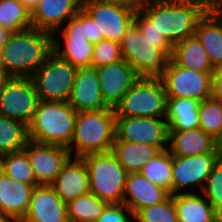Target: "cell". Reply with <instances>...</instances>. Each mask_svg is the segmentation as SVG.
Instances as JSON below:
<instances>
[{"label":"cell","instance_id":"cell-1","mask_svg":"<svg viewBox=\"0 0 222 222\" xmlns=\"http://www.w3.org/2000/svg\"><path fill=\"white\" fill-rule=\"evenodd\" d=\"M51 53L52 34L31 27L15 32L0 49V65L10 77H31Z\"/></svg>","mask_w":222,"mask_h":222},{"label":"cell","instance_id":"cell-2","mask_svg":"<svg viewBox=\"0 0 222 222\" xmlns=\"http://www.w3.org/2000/svg\"><path fill=\"white\" fill-rule=\"evenodd\" d=\"M137 9L173 46L195 35L197 24L206 13L196 4L179 0H140Z\"/></svg>","mask_w":222,"mask_h":222},{"label":"cell","instance_id":"cell-3","mask_svg":"<svg viewBox=\"0 0 222 222\" xmlns=\"http://www.w3.org/2000/svg\"><path fill=\"white\" fill-rule=\"evenodd\" d=\"M115 128L114 108L77 112L73 137L68 147L70 155L82 158L110 152L116 137Z\"/></svg>","mask_w":222,"mask_h":222},{"label":"cell","instance_id":"cell-4","mask_svg":"<svg viewBox=\"0 0 222 222\" xmlns=\"http://www.w3.org/2000/svg\"><path fill=\"white\" fill-rule=\"evenodd\" d=\"M77 111L68 102L40 100L28 125L29 140L69 147Z\"/></svg>","mask_w":222,"mask_h":222},{"label":"cell","instance_id":"cell-5","mask_svg":"<svg viewBox=\"0 0 222 222\" xmlns=\"http://www.w3.org/2000/svg\"><path fill=\"white\" fill-rule=\"evenodd\" d=\"M81 159L88 170L90 192L108 204L123 203L128 173L112 151L86 155Z\"/></svg>","mask_w":222,"mask_h":222},{"label":"cell","instance_id":"cell-6","mask_svg":"<svg viewBox=\"0 0 222 222\" xmlns=\"http://www.w3.org/2000/svg\"><path fill=\"white\" fill-rule=\"evenodd\" d=\"M121 52L140 77H160L172 57L160 43L145 38L134 23L121 41Z\"/></svg>","mask_w":222,"mask_h":222},{"label":"cell","instance_id":"cell-7","mask_svg":"<svg viewBox=\"0 0 222 222\" xmlns=\"http://www.w3.org/2000/svg\"><path fill=\"white\" fill-rule=\"evenodd\" d=\"M167 93L159 77H140L115 107L116 116L166 118Z\"/></svg>","mask_w":222,"mask_h":222},{"label":"cell","instance_id":"cell-8","mask_svg":"<svg viewBox=\"0 0 222 222\" xmlns=\"http://www.w3.org/2000/svg\"><path fill=\"white\" fill-rule=\"evenodd\" d=\"M77 68L53 52L31 76L39 100L68 102Z\"/></svg>","mask_w":222,"mask_h":222},{"label":"cell","instance_id":"cell-9","mask_svg":"<svg viewBox=\"0 0 222 222\" xmlns=\"http://www.w3.org/2000/svg\"><path fill=\"white\" fill-rule=\"evenodd\" d=\"M39 101L31 77H10L0 89V115L28 126Z\"/></svg>","mask_w":222,"mask_h":222},{"label":"cell","instance_id":"cell-10","mask_svg":"<svg viewBox=\"0 0 222 222\" xmlns=\"http://www.w3.org/2000/svg\"><path fill=\"white\" fill-rule=\"evenodd\" d=\"M168 97L202 101L211 97L212 73L198 72L178 65L172 58L159 77Z\"/></svg>","mask_w":222,"mask_h":222},{"label":"cell","instance_id":"cell-11","mask_svg":"<svg viewBox=\"0 0 222 222\" xmlns=\"http://www.w3.org/2000/svg\"><path fill=\"white\" fill-rule=\"evenodd\" d=\"M65 26V27H64ZM62 41L52 35V52L76 68L92 67L94 44L83 32V9L61 27Z\"/></svg>","mask_w":222,"mask_h":222},{"label":"cell","instance_id":"cell-12","mask_svg":"<svg viewBox=\"0 0 222 222\" xmlns=\"http://www.w3.org/2000/svg\"><path fill=\"white\" fill-rule=\"evenodd\" d=\"M221 157L222 144L202 155L191 157L172 155V195L181 191L183 193L184 189L194 186L196 188L199 186L202 191L208 176Z\"/></svg>","mask_w":222,"mask_h":222},{"label":"cell","instance_id":"cell-13","mask_svg":"<svg viewBox=\"0 0 222 222\" xmlns=\"http://www.w3.org/2000/svg\"><path fill=\"white\" fill-rule=\"evenodd\" d=\"M82 9L93 19L98 37L121 43L127 29L132 25L138 5L116 3H81Z\"/></svg>","mask_w":222,"mask_h":222},{"label":"cell","instance_id":"cell-14","mask_svg":"<svg viewBox=\"0 0 222 222\" xmlns=\"http://www.w3.org/2000/svg\"><path fill=\"white\" fill-rule=\"evenodd\" d=\"M169 127L166 118L116 116L115 136L119 141L168 147Z\"/></svg>","mask_w":222,"mask_h":222},{"label":"cell","instance_id":"cell-15","mask_svg":"<svg viewBox=\"0 0 222 222\" xmlns=\"http://www.w3.org/2000/svg\"><path fill=\"white\" fill-rule=\"evenodd\" d=\"M24 149L27 152L38 185H50L71 157L68 148L61 145L29 141Z\"/></svg>","mask_w":222,"mask_h":222},{"label":"cell","instance_id":"cell-16","mask_svg":"<svg viewBox=\"0 0 222 222\" xmlns=\"http://www.w3.org/2000/svg\"><path fill=\"white\" fill-rule=\"evenodd\" d=\"M96 70L104 102L114 109L140 78L125 59L101 66Z\"/></svg>","mask_w":222,"mask_h":222},{"label":"cell","instance_id":"cell-17","mask_svg":"<svg viewBox=\"0 0 222 222\" xmlns=\"http://www.w3.org/2000/svg\"><path fill=\"white\" fill-rule=\"evenodd\" d=\"M81 8L80 0H39L31 10L32 27L55 35Z\"/></svg>","mask_w":222,"mask_h":222},{"label":"cell","instance_id":"cell-18","mask_svg":"<svg viewBox=\"0 0 222 222\" xmlns=\"http://www.w3.org/2000/svg\"><path fill=\"white\" fill-rule=\"evenodd\" d=\"M21 222H69L67 204L50 185L35 186Z\"/></svg>","mask_w":222,"mask_h":222},{"label":"cell","instance_id":"cell-19","mask_svg":"<svg viewBox=\"0 0 222 222\" xmlns=\"http://www.w3.org/2000/svg\"><path fill=\"white\" fill-rule=\"evenodd\" d=\"M68 103L77 111L106 109L96 68H77L76 78Z\"/></svg>","mask_w":222,"mask_h":222},{"label":"cell","instance_id":"cell-20","mask_svg":"<svg viewBox=\"0 0 222 222\" xmlns=\"http://www.w3.org/2000/svg\"><path fill=\"white\" fill-rule=\"evenodd\" d=\"M35 186L15 181L0 170V212L10 222L22 221Z\"/></svg>","mask_w":222,"mask_h":222},{"label":"cell","instance_id":"cell-21","mask_svg":"<svg viewBox=\"0 0 222 222\" xmlns=\"http://www.w3.org/2000/svg\"><path fill=\"white\" fill-rule=\"evenodd\" d=\"M50 186L66 204L79 196L90 193L85 162L81 158L70 157Z\"/></svg>","mask_w":222,"mask_h":222},{"label":"cell","instance_id":"cell-22","mask_svg":"<svg viewBox=\"0 0 222 222\" xmlns=\"http://www.w3.org/2000/svg\"><path fill=\"white\" fill-rule=\"evenodd\" d=\"M169 196L167 190L150 182L141 172L128 173L123 203L134 214L139 209L163 202Z\"/></svg>","mask_w":222,"mask_h":222},{"label":"cell","instance_id":"cell-23","mask_svg":"<svg viewBox=\"0 0 222 222\" xmlns=\"http://www.w3.org/2000/svg\"><path fill=\"white\" fill-rule=\"evenodd\" d=\"M168 144L167 150L171 155L191 157L209 153L220 143L198 127L188 130H169Z\"/></svg>","mask_w":222,"mask_h":222},{"label":"cell","instance_id":"cell-24","mask_svg":"<svg viewBox=\"0 0 222 222\" xmlns=\"http://www.w3.org/2000/svg\"><path fill=\"white\" fill-rule=\"evenodd\" d=\"M195 35L206 50L214 68L222 65V11L206 12L199 20Z\"/></svg>","mask_w":222,"mask_h":222},{"label":"cell","instance_id":"cell-25","mask_svg":"<svg viewBox=\"0 0 222 222\" xmlns=\"http://www.w3.org/2000/svg\"><path fill=\"white\" fill-rule=\"evenodd\" d=\"M173 198L178 222H216L217 211L204 195L190 189L174 194Z\"/></svg>","mask_w":222,"mask_h":222},{"label":"cell","instance_id":"cell-26","mask_svg":"<svg viewBox=\"0 0 222 222\" xmlns=\"http://www.w3.org/2000/svg\"><path fill=\"white\" fill-rule=\"evenodd\" d=\"M171 58L178 65L194 71L212 73L215 69L196 35L177 42Z\"/></svg>","mask_w":222,"mask_h":222},{"label":"cell","instance_id":"cell-27","mask_svg":"<svg viewBox=\"0 0 222 222\" xmlns=\"http://www.w3.org/2000/svg\"><path fill=\"white\" fill-rule=\"evenodd\" d=\"M112 153L127 173L140 172L161 150L154 145L119 141L116 137Z\"/></svg>","mask_w":222,"mask_h":222},{"label":"cell","instance_id":"cell-28","mask_svg":"<svg viewBox=\"0 0 222 222\" xmlns=\"http://www.w3.org/2000/svg\"><path fill=\"white\" fill-rule=\"evenodd\" d=\"M200 103L196 99L168 97L166 120L169 130L198 128Z\"/></svg>","mask_w":222,"mask_h":222},{"label":"cell","instance_id":"cell-29","mask_svg":"<svg viewBox=\"0 0 222 222\" xmlns=\"http://www.w3.org/2000/svg\"><path fill=\"white\" fill-rule=\"evenodd\" d=\"M29 141L25 123L0 115V155L24 149Z\"/></svg>","mask_w":222,"mask_h":222},{"label":"cell","instance_id":"cell-30","mask_svg":"<svg viewBox=\"0 0 222 222\" xmlns=\"http://www.w3.org/2000/svg\"><path fill=\"white\" fill-rule=\"evenodd\" d=\"M0 170L15 181L38 185L25 149L0 155Z\"/></svg>","mask_w":222,"mask_h":222},{"label":"cell","instance_id":"cell-31","mask_svg":"<svg viewBox=\"0 0 222 222\" xmlns=\"http://www.w3.org/2000/svg\"><path fill=\"white\" fill-rule=\"evenodd\" d=\"M108 205L93 193L79 196L67 203L69 222H96Z\"/></svg>","mask_w":222,"mask_h":222},{"label":"cell","instance_id":"cell-32","mask_svg":"<svg viewBox=\"0 0 222 222\" xmlns=\"http://www.w3.org/2000/svg\"><path fill=\"white\" fill-rule=\"evenodd\" d=\"M140 172L150 182L164 188L172 195V155L167 149L149 160Z\"/></svg>","mask_w":222,"mask_h":222},{"label":"cell","instance_id":"cell-33","mask_svg":"<svg viewBox=\"0 0 222 222\" xmlns=\"http://www.w3.org/2000/svg\"><path fill=\"white\" fill-rule=\"evenodd\" d=\"M0 26L14 33L31 28V10L20 0H0Z\"/></svg>","mask_w":222,"mask_h":222},{"label":"cell","instance_id":"cell-34","mask_svg":"<svg viewBox=\"0 0 222 222\" xmlns=\"http://www.w3.org/2000/svg\"><path fill=\"white\" fill-rule=\"evenodd\" d=\"M222 144V109L219 100L209 97L199 105V126Z\"/></svg>","mask_w":222,"mask_h":222},{"label":"cell","instance_id":"cell-35","mask_svg":"<svg viewBox=\"0 0 222 222\" xmlns=\"http://www.w3.org/2000/svg\"><path fill=\"white\" fill-rule=\"evenodd\" d=\"M178 222L173 195L163 202L139 209L134 214V222Z\"/></svg>","mask_w":222,"mask_h":222},{"label":"cell","instance_id":"cell-36","mask_svg":"<svg viewBox=\"0 0 222 222\" xmlns=\"http://www.w3.org/2000/svg\"><path fill=\"white\" fill-rule=\"evenodd\" d=\"M121 43L103 39L97 44H94L92 54V67L99 68L122 60Z\"/></svg>","mask_w":222,"mask_h":222},{"label":"cell","instance_id":"cell-37","mask_svg":"<svg viewBox=\"0 0 222 222\" xmlns=\"http://www.w3.org/2000/svg\"><path fill=\"white\" fill-rule=\"evenodd\" d=\"M216 211L222 210V157L212 169L201 192Z\"/></svg>","mask_w":222,"mask_h":222},{"label":"cell","instance_id":"cell-38","mask_svg":"<svg viewBox=\"0 0 222 222\" xmlns=\"http://www.w3.org/2000/svg\"><path fill=\"white\" fill-rule=\"evenodd\" d=\"M133 23L145 38L153 43H160L171 55L173 54V45L138 9L134 14Z\"/></svg>","mask_w":222,"mask_h":222},{"label":"cell","instance_id":"cell-39","mask_svg":"<svg viewBox=\"0 0 222 222\" xmlns=\"http://www.w3.org/2000/svg\"><path fill=\"white\" fill-rule=\"evenodd\" d=\"M131 215V216H130ZM134 213L124 204H108L96 222H133Z\"/></svg>","mask_w":222,"mask_h":222},{"label":"cell","instance_id":"cell-40","mask_svg":"<svg viewBox=\"0 0 222 222\" xmlns=\"http://www.w3.org/2000/svg\"><path fill=\"white\" fill-rule=\"evenodd\" d=\"M83 32L84 36L93 44H97L104 37H98V28L93 19L83 10Z\"/></svg>","mask_w":222,"mask_h":222},{"label":"cell","instance_id":"cell-41","mask_svg":"<svg viewBox=\"0 0 222 222\" xmlns=\"http://www.w3.org/2000/svg\"><path fill=\"white\" fill-rule=\"evenodd\" d=\"M211 97H222V65L212 72Z\"/></svg>","mask_w":222,"mask_h":222},{"label":"cell","instance_id":"cell-42","mask_svg":"<svg viewBox=\"0 0 222 222\" xmlns=\"http://www.w3.org/2000/svg\"><path fill=\"white\" fill-rule=\"evenodd\" d=\"M196 4L202 7L206 12L222 11V0H179Z\"/></svg>","mask_w":222,"mask_h":222},{"label":"cell","instance_id":"cell-43","mask_svg":"<svg viewBox=\"0 0 222 222\" xmlns=\"http://www.w3.org/2000/svg\"><path fill=\"white\" fill-rule=\"evenodd\" d=\"M81 3H116L120 5H138V0H80Z\"/></svg>","mask_w":222,"mask_h":222},{"label":"cell","instance_id":"cell-44","mask_svg":"<svg viewBox=\"0 0 222 222\" xmlns=\"http://www.w3.org/2000/svg\"><path fill=\"white\" fill-rule=\"evenodd\" d=\"M14 32L0 26V49L10 40Z\"/></svg>","mask_w":222,"mask_h":222},{"label":"cell","instance_id":"cell-45","mask_svg":"<svg viewBox=\"0 0 222 222\" xmlns=\"http://www.w3.org/2000/svg\"><path fill=\"white\" fill-rule=\"evenodd\" d=\"M10 78V76L6 73L4 68L0 65V89L6 83V81Z\"/></svg>","mask_w":222,"mask_h":222},{"label":"cell","instance_id":"cell-46","mask_svg":"<svg viewBox=\"0 0 222 222\" xmlns=\"http://www.w3.org/2000/svg\"><path fill=\"white\" fill-rule=\"evenodd\" d=\"M25 6H27L30 10L36 5L39 0H20Z\"/></svg>","mask_w":222,"mask_h":222},{"label":"cell","instance_id":"cell-47","mask_svg":"<svg viewBox=\"0 0 222 222\" xmlns=\"http://www.w3.org/2000/svg\"><path fill=\"white\" fill-rule=\"evenodd\" d=\"M216 222H222V210L217 211Z\"/></svg>","mask_w":222,"mask_h":222},{"label":"cell","instance_id":"cell-48","mask_svg":"<svg viewBox=\"0 0 222 222\" xmlns=\"http://www.w3.org/2000/svg\"><path fill=\"white\" fill-rule=\"evenodd\" d=\"M0 222H10V221L0 212Z\"/></svg>","mask_w":222,"mask_h":222},{"label":"cell","instance_id":"cell-49","mask_svg":"<svg viewBox=\"0 0 222 222\" xmlns=\"http://www.w3.org/2000/svg\"><path fill=\"white\" fill-rule=\"evenodd\" d=\"M214 98H217L219 100V104H220L221 109H222V97H214Z\"/></svg>","mask_w":222,"mask_h":222}]
</instances>
